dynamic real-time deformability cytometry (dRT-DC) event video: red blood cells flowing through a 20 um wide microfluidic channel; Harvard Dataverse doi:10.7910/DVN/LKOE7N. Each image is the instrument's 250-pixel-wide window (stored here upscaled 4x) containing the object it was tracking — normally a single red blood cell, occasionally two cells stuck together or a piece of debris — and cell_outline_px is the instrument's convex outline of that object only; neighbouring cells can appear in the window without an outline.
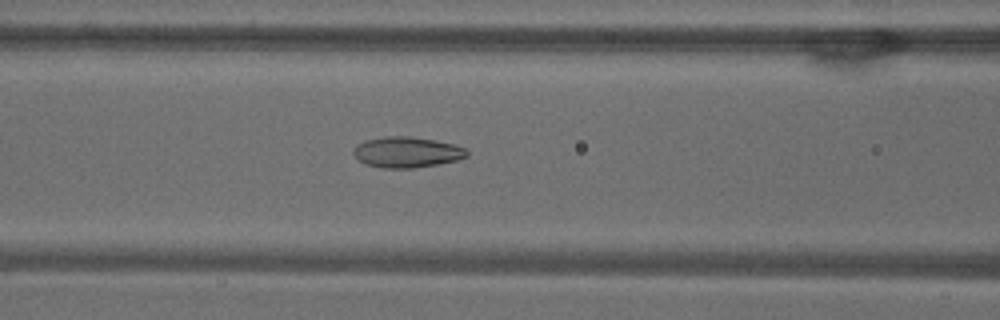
{"species": "common noctule bat (a hibernating species)", "species_latin": "Nyctalus noctula", "temperature_condition": "warm", "stored_images_in_passage": 42, "camera_frame_rate_fps": 3000, "um_per_image_px": 0.085, "animal": {"sex": "male", "body_mass_g": 18.8}, "frame": {"image": 1, "passage_image": 11, "time_ms": 3.333, "image_size_px": [1000, 320], "cell_outline_px": [[468, 156], [456, 160], [436, 164], [412, 168], [384, 168], [364, 164], [352, 152], [356, 144], [364, 140], [384, 136], [408, 136], [432, 140], [452, 144], [464, 148], [468, 152]], "centroid_in_image_um": [34.53, 12.93], "position_along_channel_um": 132.1, "area_um2": 20.11}}
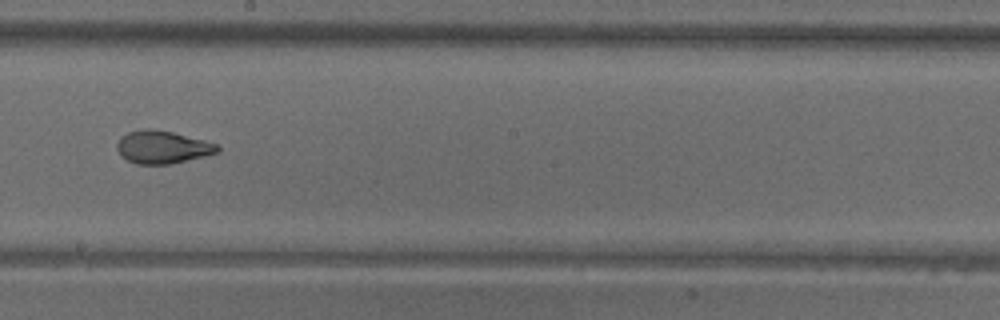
{"frame": {"image": 2, "passage_image": 19, "time_ms": 6.0, "image_size_px": [1000, 320], "cell_outline_px": [[220, 152], [204, 156], [168, 164], [136, 164], [128, 160], [116, 148], [116, 144], [120, 136], [128, 132], [144, 128], [152, 128], [172, 132], [204, 140], [216, 144], [220, 148]], "centroid_in_image_um": [13.79, 12.49], "position_along_channel_um": 234.4, "area_um2": 19.07}}
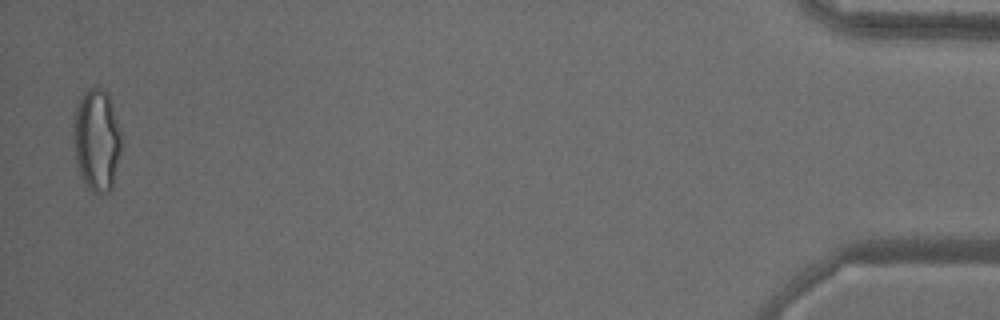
{"frame": {"image": 3, "passage_image": 41, "time_ms": 13.333, "image_size_px": [1000, 320], "cell_outline_px": [[120, 152], [112, 188], [108, 192], [100, 196], [92, 192], [84, 184], [80, 176], [76, 160], [72, 128], [76, 108], [84, 92], [88, 88], [100, 88], [108, 92], [120, 128]], "centroid_in_image_um": [8.21, 11.94], "position_along_channel_um": 427.0, "area_um2": 28.67}, "authors_computed_cell_mechanics": {"area_um2": 20.23, "velocity_mm_per_s": 3.8436, "shape_relaxation_time_tau1_ms": null, "shape_relaxation_time_tau2_ms": 1.2333, "deformation_change_tau1": null, "deformation_change_tau2": 0.0724}}